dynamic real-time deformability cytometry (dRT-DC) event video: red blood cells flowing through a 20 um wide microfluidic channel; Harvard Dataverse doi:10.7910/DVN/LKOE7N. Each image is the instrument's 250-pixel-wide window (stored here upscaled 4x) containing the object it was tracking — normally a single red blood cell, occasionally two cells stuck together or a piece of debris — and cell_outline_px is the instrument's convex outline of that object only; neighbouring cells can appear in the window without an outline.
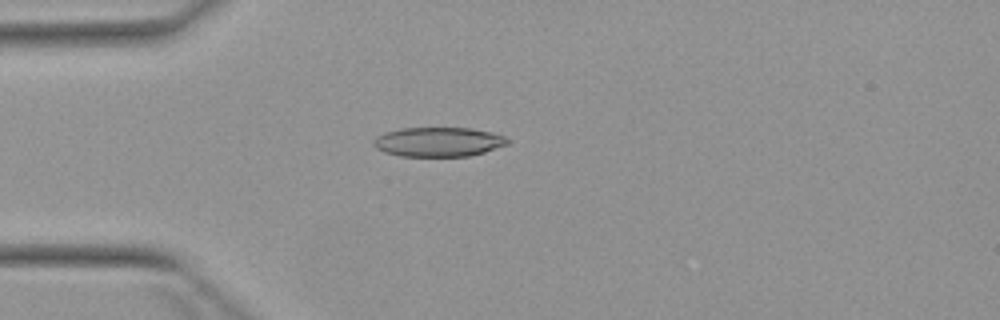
{"species": "Egyptian fruit bat (a non-hibernating species)", "species_latin": "Rousettus aegyptiacus", "temperature_condition": "warm", "stored_images_in_passage": 1, "camera_frame_rate_fps": 3000, "um_per_image_px": 0.085, "animal": {"sex": "female"}, "frame": {"image": 1, "passage_image": 1, "time_ms": 0.0, "image_size_px": [1000, 320], "cell_outline_px": [[512, 140], [508, 144], [484, 152], [468, 156], [400, 156], [384, 152], [376, 148], [372, 144], [372, 140], [376, 136], [384, 132], [400, 128], [472, 128], [492, 132], [504, 136]], "centroid_in_image_um": [37.25, 12.05], "position_along_channel_um": 47.7, "area_um2": 23.18}}